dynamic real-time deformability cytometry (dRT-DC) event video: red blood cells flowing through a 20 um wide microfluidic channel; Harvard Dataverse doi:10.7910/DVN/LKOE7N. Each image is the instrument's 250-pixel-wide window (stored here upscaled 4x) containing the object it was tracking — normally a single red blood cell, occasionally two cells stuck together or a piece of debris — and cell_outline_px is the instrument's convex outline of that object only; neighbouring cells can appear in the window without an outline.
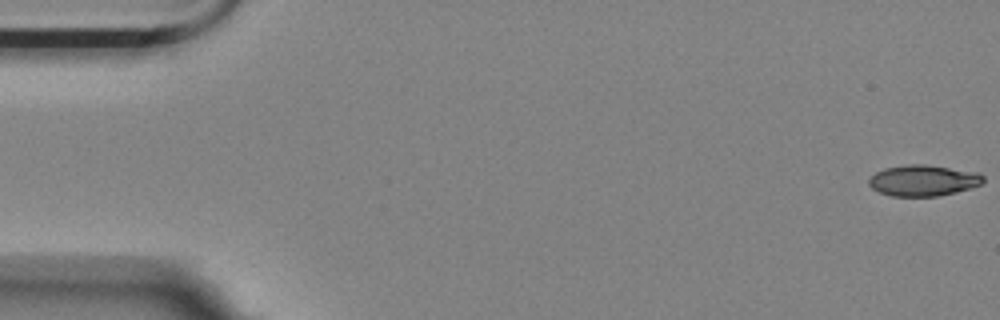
{"species": "Egyptian fruit bat (a non-hibernating species)", "species_latin": "Rousettus aegyptiacus", "temperature_condition": "room temperature", "stored_images_in_passage": 57, "camera_frame_rate_fps": 3000, "um_per_image_px": 0.085, "animal": {"sex": "female"}, "frame": {"image": 1, "passage_image": 1, "time_ms": 0.0, "image_size_px": [1000, 320], "cell_outline_px": [[984, 180], [980, 184], [956, 192], [936, 196], [892, 196], [880, 192], [872, 188], [868, 184], [868, 180], [876, 172], [884, 168], [904, 164], [924, 164], [980, 172], [984, 176]], "centroid_in_image_um": [78.47, 15.32], "position_along_channel_um": 6.5, "area_um2": 20.69}}
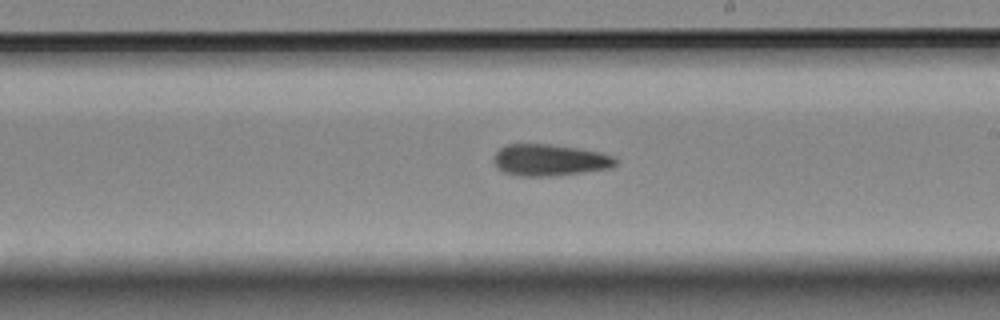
{"frame": {"image": 2, "passage_image": 33, "time_ms": 10.667, "image_size_px": [1000, 320], "cell_outline_px": [[620, 160], [612, 168], [584, 172], [548, 176], [520, 176], [504, 172], [496, 168], [492, 160], [496, 152], [500, 148], [508, 144], [552, 144], [600, 152], [612, 156]], "centroid_in_image_um": [46.71, 13.6], "position_along_channel_um": 242.3, "area_um2": 22.54}}
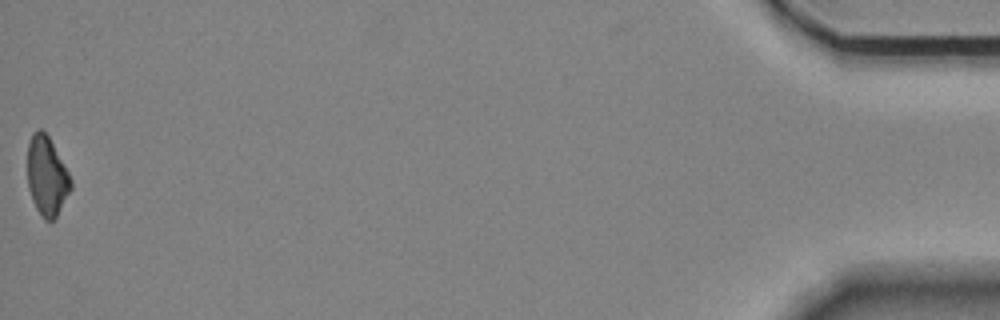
{"frame": {"image": 3, "passage_image": 57, "time_ms": 18.667, "image_size_px": [1000, 320], "cell_outline_px": [[72, 188], [56, 216], [52, 220], [44, 220], [36, 208], [32, 200], [28, 188], [28, 144], [32, 132], [40, 128], [48, 136], [68, 172], [72, 180]], "centroid_in_image_um": [3.97, 14.97], "position_along_channel_um": 431.2, "area_um2": 19.77}, "authors_computed_cell_mechanics": {"area_um2": 21.7328, "velocity_mm_per_s": 3.5765, "shape_relaxation_time_tau1_ms": null, "shape_relaxation_time_tau2_ms": 6.3659, "deformation_change_tau1": null, "deformation_change_tau2": 0.1601}}